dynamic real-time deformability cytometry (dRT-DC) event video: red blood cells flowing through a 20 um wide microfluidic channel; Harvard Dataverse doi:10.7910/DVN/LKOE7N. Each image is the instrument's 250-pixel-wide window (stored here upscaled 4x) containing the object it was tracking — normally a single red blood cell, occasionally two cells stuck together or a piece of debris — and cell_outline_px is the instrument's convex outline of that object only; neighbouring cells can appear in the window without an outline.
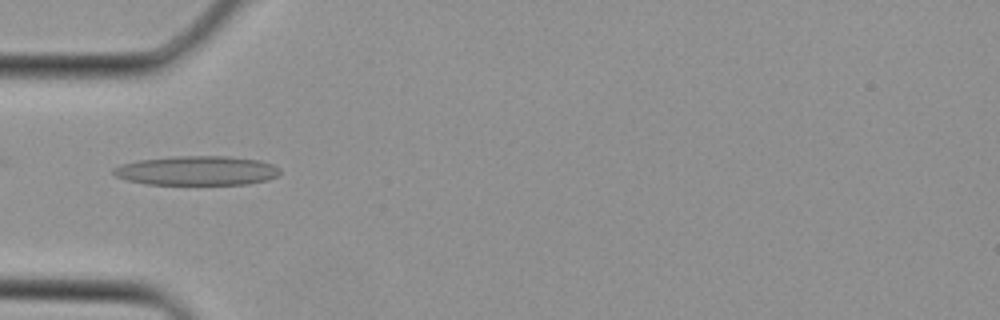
{"species": "Egyptian fruit bat (a non-hibernating species)", "species_latin": "Rousettus aegyptiacus", "temperature_condition": "cold", "stored_images_in_passage": 2, "camera_frame_rate_fps": 3000, "um_per_image_px": 0.085, "animal": {"sex": "female"}, "frame": {"image": 1, "passage_image": 2, "time_ms": 0.333, "image_size_px": [1000, 320], "cell_outline_px": [[280, 172], [276, 176], [268, 180], [248, 184], [144, 184], [128, 180], [116, 176], [112, 172], [112, 168], [120, 164], [136, 160], [176, 156], [228, 156], [260, 160], [272, 164], [280, 168]], "centroid_in_image_um": [16.72, 14.5], "position_along_channel_um": 68.3, "area_um2": 28.61}}